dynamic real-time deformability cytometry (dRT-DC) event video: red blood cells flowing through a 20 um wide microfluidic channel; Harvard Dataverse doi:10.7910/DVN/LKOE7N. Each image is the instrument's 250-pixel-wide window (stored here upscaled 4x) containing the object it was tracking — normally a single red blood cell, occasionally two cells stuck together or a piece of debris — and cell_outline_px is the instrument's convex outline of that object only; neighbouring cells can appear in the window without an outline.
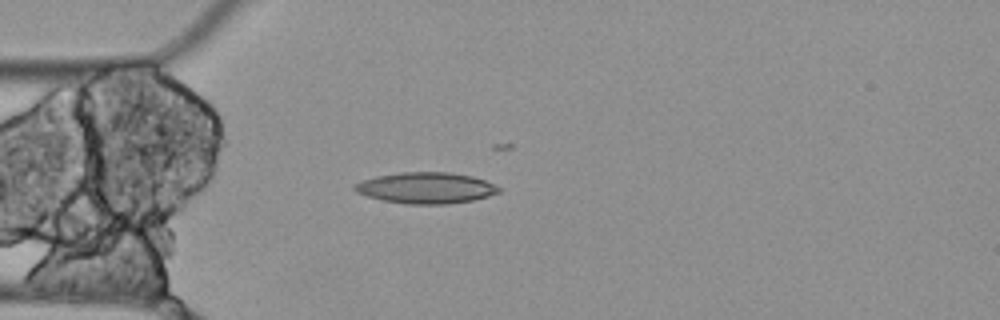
{"species": "Egyptian fruit bat (a non-hibernating species)", "species_latin": "Rousettus aegyptiacus", "temperature_condition": "cold", "stored_images_in_passage": 2, "camera_frame_rate_fps": 3000, "um_per_image_px": 0.085, "animal": {"sex": "female"}, "frame": {"image": 1, "passage_image": 2, "time_ms": 0.333, "image_size_px": [1000, 320], "cell_outline_px": [[500, 192], [488, 196], [472, 200], [448, 204], [404, 204], [384, 200], [368, 196], [356, 192], [352, 188], [352, 184], [376, 176], [400, 172], [448, 172], [472, 176], [484, 180], [500, 188]], "centroid_in_image_um": [36.18, 15.97], "position_along_channel_um": 48.8, "area_um2": 26.07}}